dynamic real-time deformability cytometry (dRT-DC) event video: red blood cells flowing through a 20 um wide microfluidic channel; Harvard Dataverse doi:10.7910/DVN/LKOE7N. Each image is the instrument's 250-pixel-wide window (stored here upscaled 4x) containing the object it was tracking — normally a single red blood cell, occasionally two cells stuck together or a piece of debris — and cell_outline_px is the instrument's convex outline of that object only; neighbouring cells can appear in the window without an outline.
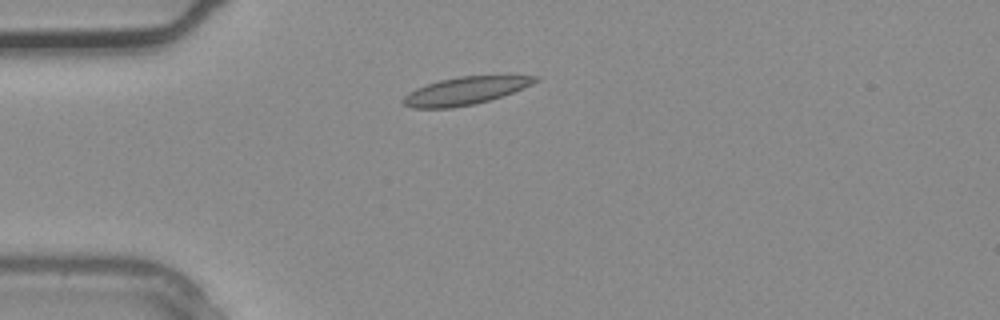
{"species": "common noctule bat (a hibernating species)", "species_latin": "Nyctalus noctula", "temperature_condition": "warm", "stored_images_in_passage": 1, "camera_frame_rate_fps": 3000, "um_per_image_px": 0.085, "animal": {"sex": "male", "body_mass_g": 20.4}, "frame": {"image": 1, "passage_image": 1, "time_ms": 0.0, "image_size_px": [1000, 320], "cell_outline_px": [[540, 80], [532, 84], [504, 96], [472, 104], [452, 108], [412, 108], [404, 104], [400, 100], [408, 92], [416, 88], [440, 80], [460, 76], [540, 76]], "centroid_in_image_um": [39.52, 7.72], "position_along_channel_um": 45.5, "area_um2": 21.15}}